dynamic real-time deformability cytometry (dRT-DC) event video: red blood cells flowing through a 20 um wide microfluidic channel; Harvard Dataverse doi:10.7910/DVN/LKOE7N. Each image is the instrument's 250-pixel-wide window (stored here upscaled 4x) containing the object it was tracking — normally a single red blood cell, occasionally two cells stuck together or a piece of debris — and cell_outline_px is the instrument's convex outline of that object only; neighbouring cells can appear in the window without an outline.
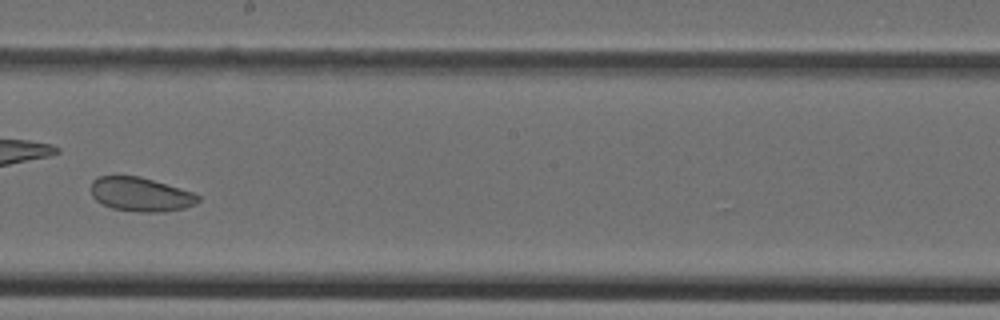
{"species": "Egyptian fruit bat (a non-hibernating species)", "species_latin": "Rousettus aegyptiacus", "temperature_condition": "cold", "stored_images_in_passage": 48, "camera_frame_rate_fps": 3000, "um_per_image_px": 0.085, "animal": {"sex": "female"}, "frame": {"image": 1, "passage_image": 28, "time_ms": 9.0, "image_size_px": [1000, 320], "cell_outline_px": [[200, 200], [196, 204], [184, 208], [164, 212], [136, 212], [112, 208], [96, 200], [92, 196], [92, 180], [96, 176], [140, 176], [180, 188], [192, 192], [200, 196]], "centroid_in_image_um": [11.97, 16.52], "position_along_channel_um": 236.2, "area_um2": 21.27}}